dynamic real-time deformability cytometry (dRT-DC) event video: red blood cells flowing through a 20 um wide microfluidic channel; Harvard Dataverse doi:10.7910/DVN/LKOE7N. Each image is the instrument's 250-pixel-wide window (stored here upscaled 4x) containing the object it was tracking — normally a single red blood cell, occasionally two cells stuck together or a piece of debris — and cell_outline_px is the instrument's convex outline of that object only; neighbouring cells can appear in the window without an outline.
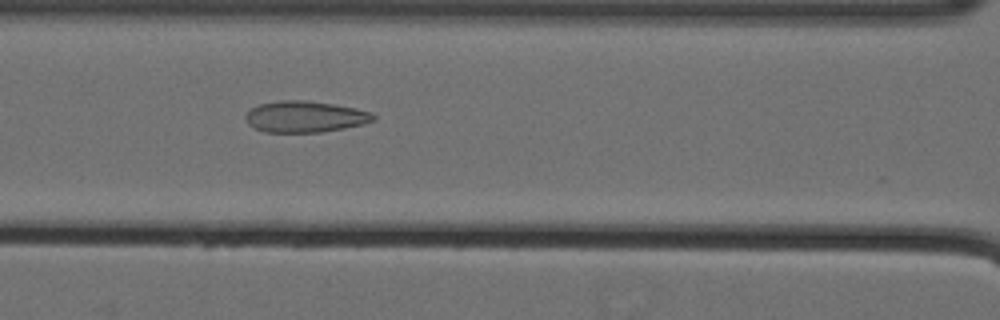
{"species": "Egyptian fruit bat (a non-hibernating species)", "species_latin": "Rousettus aegyptiacus", "temperature_condition": "cold", "stored_images_in_passage": 45, "camera_frame_rate_fps": 3000, "um_per_image_px": 0.085, "animal": {"sex": "female"}, "frame": {"image": 1, "passage_image": 15, "time_ms": 4.667, "image_size_px": [1000, 320], "cell_outline_px": [[376, 120], [364, 124], [344, 128], [320, 132], [264, 132], [248, 124], [244, 120], [244, 116], [252, 108], [260, 104], [280, 100], [300, 100], [332, 104], [356, 108], [372, 112], [376, 116]], "centroid_in_image_um": [25.94, 9.92], "position_along_channel_um": 140.7, "area_um2": 23.29}}
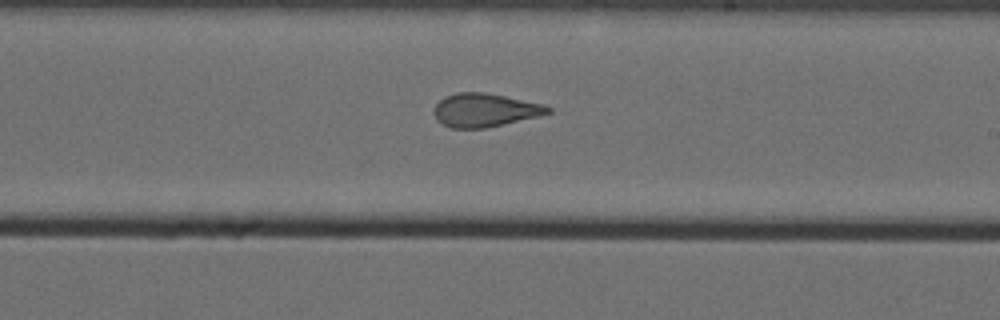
{"frame": {"image": 2, "passage_image": 24, "time_ms": 7.667, "image_size_px": [1000, 320], "cell_outline_px": [[552, 112], [540, 116], [504, 124], [484, 128], [452, 128], [440, 124], [436, 120], [432, 112], [432, 108], [444, 96], [456, 92], [484, 92], [544, 104], [552, 108]], "centroid_in_image_um": [41.17, 9.36], "position_along_channel_um": 247.8, "area_um2": 22.48}}
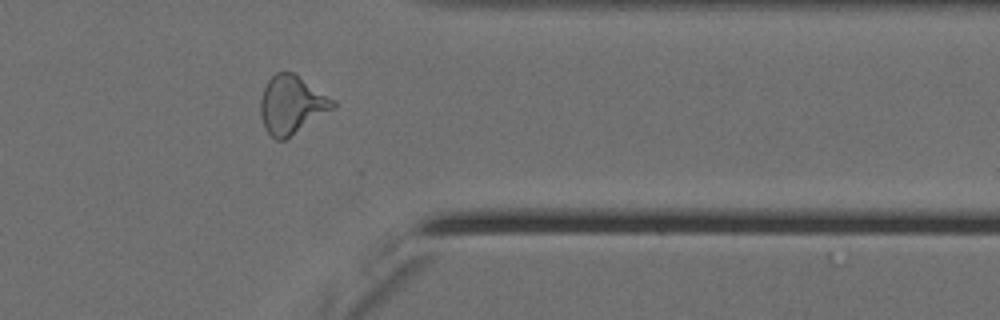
{"frame": {"image": 3, "passage_image": 36, "time_ms": 11.667, "image_size_px": [1000, 320], "cell_outline_px": [[336, 108], [284, 140], [276, 140], [264, 128], [260, 116], [260, 100], [264, 88], [268, 80], [276, 72], [292, 72], [336, 100]], "centroid_in_image_um": [24.8, 8.91], "position_along_channel_um": 386.6, "area_um2": 24.62}, "authors_computed_cell_mechanics": {"area_um2": 23.2934, "velocity_mm_per_s": 3.5679, "shape_relaxation_time_tau1_ms": null, "shape_relaxation_time_tau2_ms": 1.762, "deformation_change_tau1": null, "deformation_change_tau2": 0.0866}}